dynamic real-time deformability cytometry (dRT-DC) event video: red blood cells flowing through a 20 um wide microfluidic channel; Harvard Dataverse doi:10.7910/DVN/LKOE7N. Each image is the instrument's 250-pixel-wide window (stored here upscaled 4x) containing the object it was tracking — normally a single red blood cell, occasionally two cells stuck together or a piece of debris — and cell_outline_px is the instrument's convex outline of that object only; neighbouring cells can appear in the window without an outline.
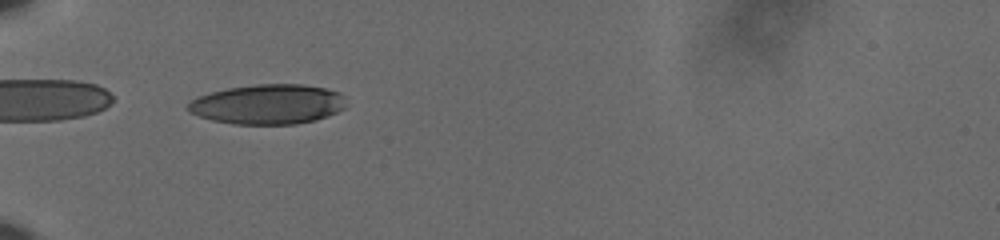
{"species": "human", "species_latin": "Homo sapiens", "temperature_condition": "cold", "stored_images_in_passage": 39, "camera_frame_rate_fps": 3000, "um_per_image_px": 0.085, "donor": {"sex": "male"}, "frame": {"image": 1, "passage_image": 1, "time_ms": 0.0, "image_size_px": [1000, 240], "cell_outline_px": [[344, 108], [328, 116], [316, 120], [296, 124], [232, 124], [212, 120], [188, 112], [184, 108], [196, 96], [228, 88], [256, 84], [304, 84], [324, 88], [340, 92], [344, 96]], "centroid_in_image_um": [22.75, 8.86], "position_along_channel_um": 62.3, "area_um2": 36.88}}
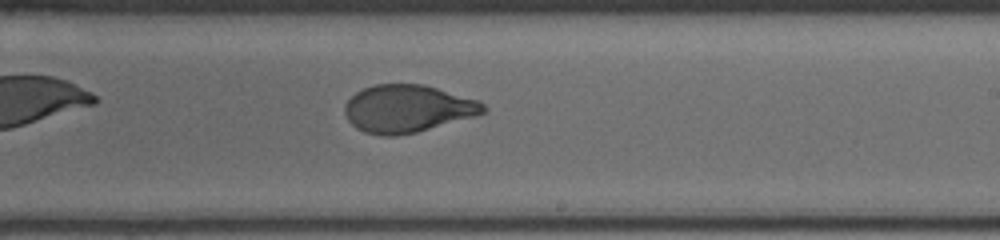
{"frame": {"image": 2, "passage_image": 18, "time_ms": 5.667, "image_size_px": [1000, 240], "cell_outline_px": [[488, 108], [484, 112], [476, 116], [416, 132], [396, 136], [384, 136], [364, 132], [356, 128], [348, 120], [344, 112], [344, 104], [356, 92], [364, 88], [376, 84], [424, 84], [480, 100]], "centroid_in_image_um": [34.65, 9.23], "position_along_channel_um": 254.3, "area_um2": 38.55}}
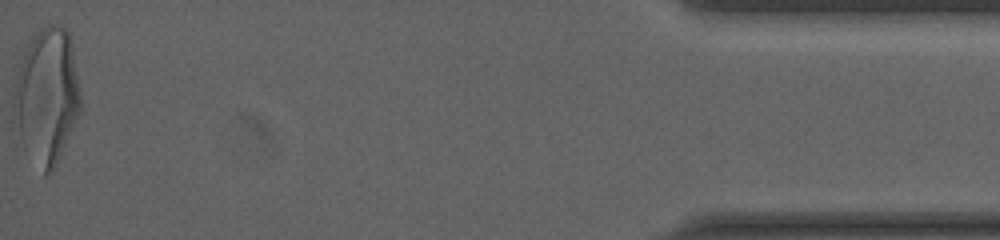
{"frame": {"image": 3, "passage_image": 39, "time_ms": 12.667, "image_size_px": [1000, 240], "cell_outline_px": [[84, 108], [56, 168], [48, 176], [44, 176], [20, 136], [12, 116], [12, 104], [16, 76], [20, 56], [32, 32], [48, 24], [56, 24], [64, 28], [68, 32], [72, 44], [84, 104]], "centroid_in_image_um": [4.02, 8.13], "position_along_channel_um": 431.2, "area_um2": 54.45}, "authors_computed_cell_mechanics": {"area_um2": 39.015, "velocity_mm_per_s": 3.6208, "shape_relaxation_time_tau1_ms": 4.8208, "shape_relaxation_time_tau2_ms": 0.9249, "deformation_change_tau1": 0.2082, "deformation_change_tau2": 0.0591}}